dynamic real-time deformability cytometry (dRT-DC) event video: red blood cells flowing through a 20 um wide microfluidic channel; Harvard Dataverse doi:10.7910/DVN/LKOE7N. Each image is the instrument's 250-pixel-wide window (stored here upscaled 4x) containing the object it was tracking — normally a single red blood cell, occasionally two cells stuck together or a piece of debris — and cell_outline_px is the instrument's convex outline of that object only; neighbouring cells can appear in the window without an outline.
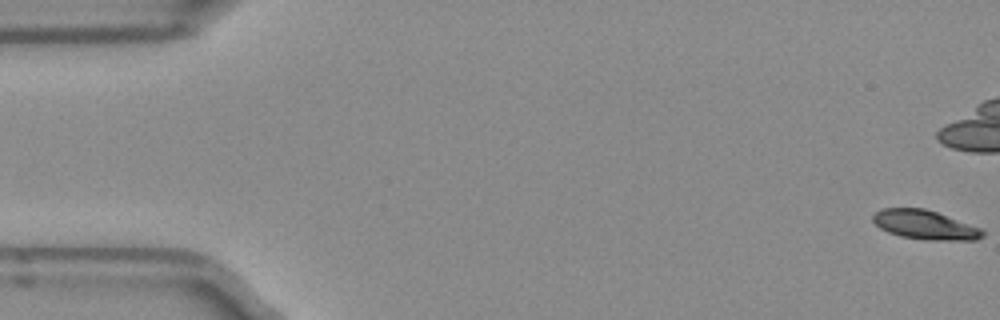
{"species": "Egyptian fruit bat (a non-hibernating species)", "species_latin": "Rousettus aegyptiacus", "temperature_condition": "room temperature", "stored_images_in_passage": 53, "camera_frame_rate_fps": 3000, "um_per_image_px": 0.085, "frame": {"image": 1, "passage_image": 1, "time_ms": 0.0, "image_size_px": [1000, 320], "cell_outline_px": [[984, 236], [976, 240], [928, 240], [900, 236], [888, 232], [880, 228], [872, 220], [872, 216], [876, 212], [884, 208], [924, 208], [936, 212], [980, 228], [984, 232]], "centroid_in_image_um": [78.61, 19.12], "position_along_channel_um": 6.4, "area_um2": 18.44}, "authors_computed_cell_mechanics": {"area_um2": 20.1144, "velocity_mm_per_s": 3.9478, "shape_relaxation_time_tau1_ms": 4.5494, "shape_relaxation_time_tau2_ms": null, "deformation_change_tau1": 0.1336, "deformation_change_tau2": null}}